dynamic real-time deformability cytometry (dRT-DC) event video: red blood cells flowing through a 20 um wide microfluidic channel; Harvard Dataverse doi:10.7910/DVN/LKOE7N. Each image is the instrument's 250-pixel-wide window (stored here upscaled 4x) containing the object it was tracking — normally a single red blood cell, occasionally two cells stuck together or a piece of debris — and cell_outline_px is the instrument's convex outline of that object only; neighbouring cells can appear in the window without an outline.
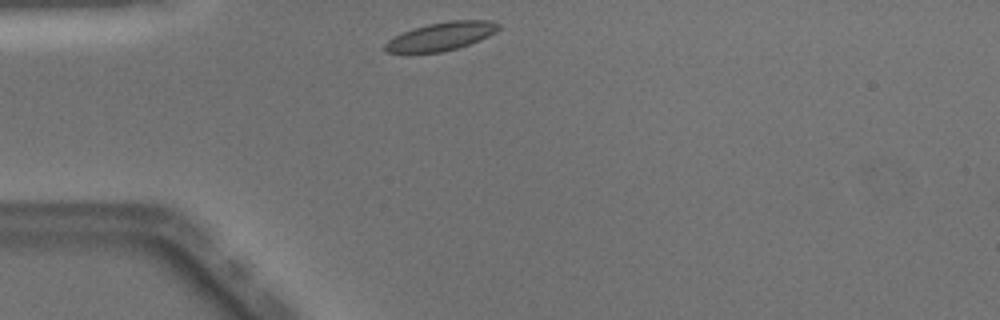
{"species": "Egyptian fruit bat (a non-hibernating species)", "species_latin": "Rousettus aegyptiacus", "temperature_condition": "warm", "stored_images_in_passage": 38, "camera_frame_rate_fps": 3000, "um_per_image_px": 0.085, "animal": {"sex": "male"}, "frame": {"image": 1, "passage_image": 1, "time_ms": 0.0, "image_size_px": [1000, 320], "cell_outline_px": [[500, 28], [496, 32], [480, 40], [456, 48], [440, 52], [388, 52], [384, 48], [384, 44], [388, 40], [404, 32], [428, 24], [452, 20], [492, 20], [500, 24]], "centroid_in_image_um": [37.56, 3.07], "position_along_channel_um": 47.4, "area_um2": 18.32}}
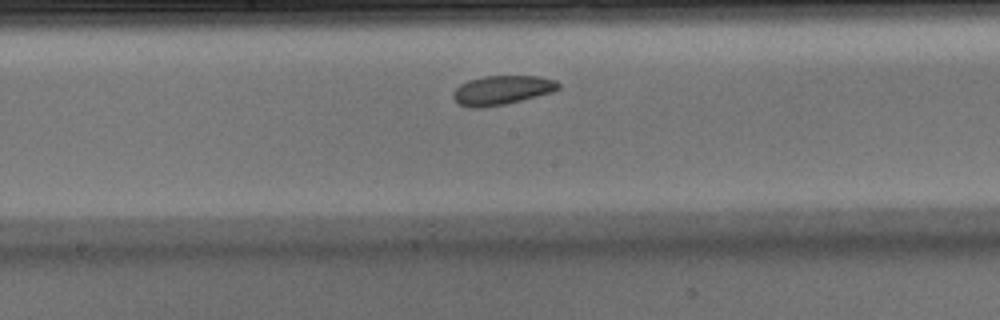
{"frame": {"image": 2, "passage_image": 14, "time_ms": 4.333, "image_size_px": [1000, 320], "cell_outline_px": [[560, 88], [552, 92], [504, 104], [480, 108], [472, 108], [460, 104], [452, 96], [452, 92], [460, 84], [468, 80], [484, 76], [540, 76], [556, 80], [560, 84]], "centroid_in_image_um": [42.66, 7.65], "position_along_channel_um": 205.5, "area_um2": 17.8}}
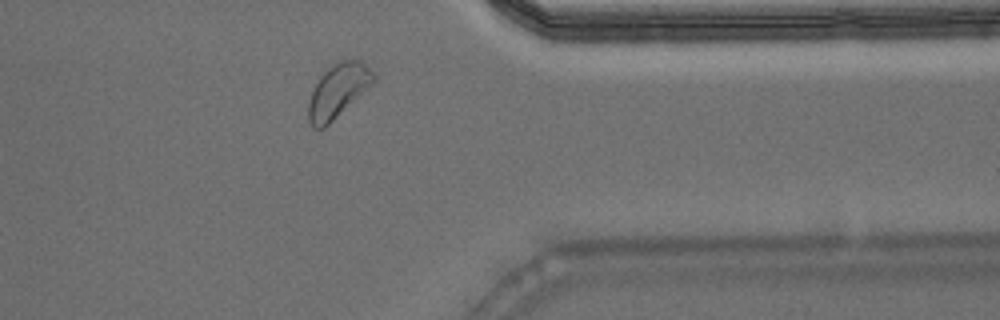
{"frame": {"image": 3, "passage_image": 28, "time_ms": 9.0, "image_size_px": [1000, 320], "cell_outline_px": [[376, 80], [368, 88], [324, 128], [312, 128], [308, 120], [308, 100], [320, 76], [328, 68], [340, 60], [360, 60], [376, 76]], "centroid_in_image_um": [28.71, 7.73], "position_along_channel_um": 382.7, "area_um2": 20.0}, "authors_computed_cell_mechanics": {"area_um2": 18.496, "velocity_mm_per_s": 4.0002, "shape_relaxation_time_tau1_ms": 3.3315, "shape_relaxation_time_tau2_ms": 2.6584, "deformation_change_tau1": 0.0553, "deformation_change_tau2": 0.0805}}